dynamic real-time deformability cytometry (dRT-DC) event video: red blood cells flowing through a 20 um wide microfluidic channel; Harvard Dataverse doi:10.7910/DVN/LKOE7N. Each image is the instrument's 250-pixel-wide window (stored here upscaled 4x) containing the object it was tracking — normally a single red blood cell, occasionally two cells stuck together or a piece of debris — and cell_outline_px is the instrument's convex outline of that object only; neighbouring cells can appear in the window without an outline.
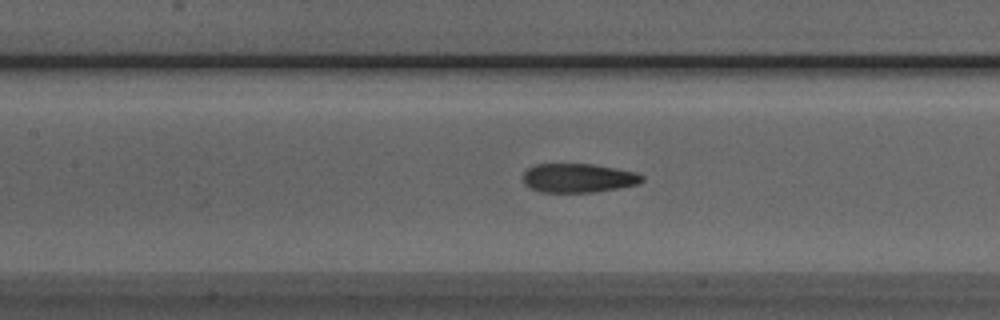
{"species": "Egyptian fruit bat (a non-hibernating species)", "species_latin": "Rousettus aegyptiacus", "temperature_condition": "room temperature", "stored_images_in_passage": 39, "camera_frame_rate_fps": 3000, "um_per_image_px": 0.085, "animal": {"sex": "male"}, "frame": {"image": 1, "passage_image": 11, "time_ms": 3.333, "image_size_px": [1000, 320], "cell_outline_px": [[644, 180], [640, 184], [620, 188], [592, 192], [540, 192], [528, 188], [524, 184], [524, 172], [528, 168], [536, 164], [592, 164], [616, 168], [636, 172], [644, 176]], "centroid_in_image_um": [49.17, 15.13], "position_along_channel_um": 158.2, "area_um2": 20.29}}
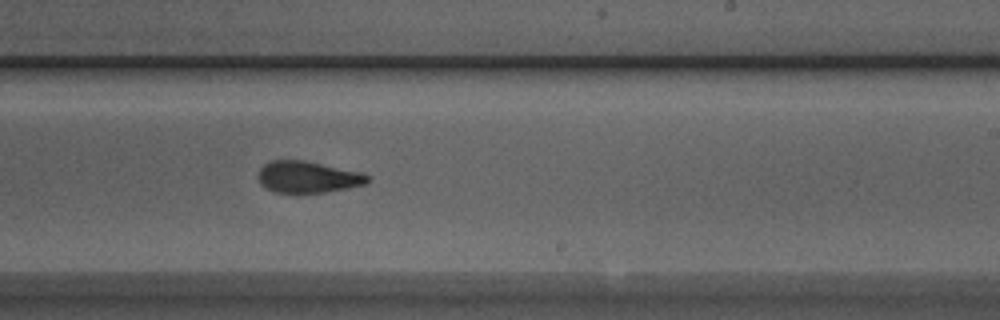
{"frame": {"image": 2, "passage_image": 19, "time_ms": 6.0, "image_size_px": [1000, 320], "cell_outline_px": [[368, 184], [348, 188], [324, 192], [276, 192], [264, 188], [260, 184], [256, 176], [260, 168], [264, 164], [272, 160], [304, 160], [364, 172], [368, 176]], "centroid_in_image_um": [26.15, 15.03], "position_along_channel_um": 262.8, "area_um2": 20.35}}
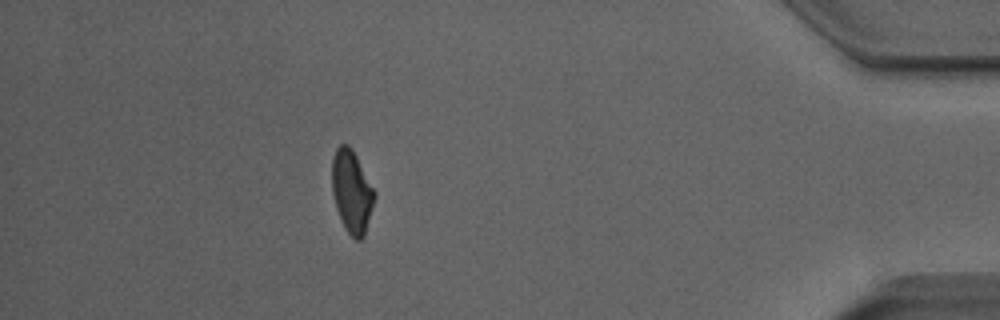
{"frame": {"image": 3, "passage_image": 34, "time_ms": 11.0, "image_size_px": [1000, 320], "cell_outline_px": [[376, 196], [364, 236], [360, 240], [356, 240], [344, 228], [336, 208], [332, 192], [332, 156], [336, 148], [340, 144], [348, 144], [352, 148], [376, 192]], "centroid_in_image_um": [29.9, 16.26], "position_along_channel_um": 405.3, "area_um2": 20.58}, "authors_computed_cell_mechanics": {"area_um2": 20.7502, "velocity_mm_per_s": 3.9365, "shape_relaxation_time_tau1_ms": 6.4202, "shape_relaxation_time_tau2_ms": 1.7795, "deformation_change_tau1": 0.1804, "deformation_change_tau2": 0.0892}}